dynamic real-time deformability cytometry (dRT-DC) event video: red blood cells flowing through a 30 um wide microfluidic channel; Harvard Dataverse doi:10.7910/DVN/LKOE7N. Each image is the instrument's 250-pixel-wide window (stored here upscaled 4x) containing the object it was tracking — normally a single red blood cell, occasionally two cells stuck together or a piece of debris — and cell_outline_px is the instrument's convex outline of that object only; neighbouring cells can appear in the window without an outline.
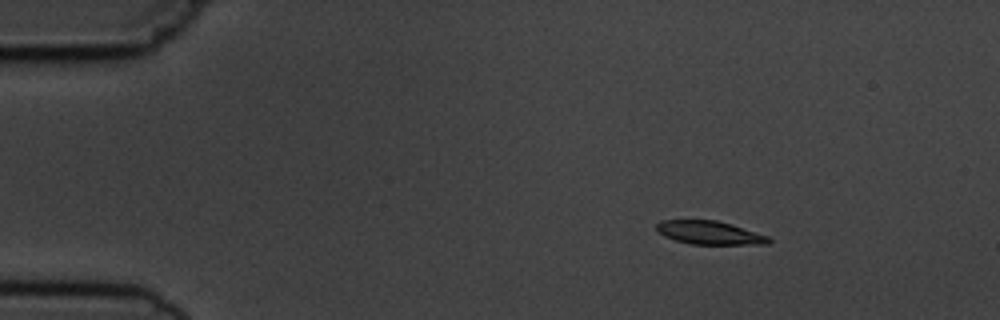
{"species": "common noctule bat (a hibernating species)", "species_latin": "Nyctalus noctula", "temperature_condition": "cold", "stored_images_in_passage": 5, "camera_frame_rate_fps": 3000, "um_per_image_px": 0.085, "animal": {"sex": "male", "body_mass_g": 19.5, "forearm_length_mm": 54.6}, "frame": {"image": 1, "passage_image": 2, "time_ms": 1.333, "image_size_px": [1000, 320], "cell_outline_px": [[772, 240], [768, 244], [692, 244], [676, 240], [664, 236], [656, 232], [656, 224], [660, 220], [716, 220], [732, 224], [768, 236]], "centroid_in_image_um": [60.29, 19.77], "position_along_channel_um": 24.7, "area_um2": 15.32}}
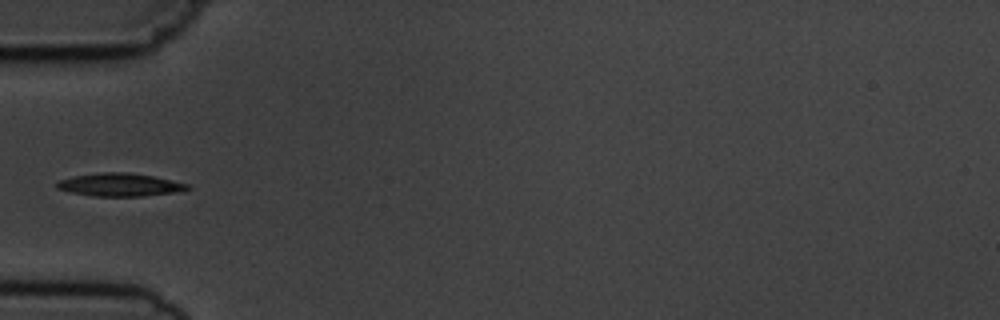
{"frame": {"image": 2, "passage_image": 5, "time_ms": 4.667, "image_size_px": [1000, 320], "cell_outline_px": [[192, 188], [176, 192], [144, 196], [92, 196], [72, 192], [56, 188], [56, 184], [60, 180], [72, 176], [100, 172], [128, 172], [152, 176], [192, 184]], "centroid_in_image_um": [10.23, 15.7], "position_along_channel_um": 74.8, "area_um2": 17.57}}